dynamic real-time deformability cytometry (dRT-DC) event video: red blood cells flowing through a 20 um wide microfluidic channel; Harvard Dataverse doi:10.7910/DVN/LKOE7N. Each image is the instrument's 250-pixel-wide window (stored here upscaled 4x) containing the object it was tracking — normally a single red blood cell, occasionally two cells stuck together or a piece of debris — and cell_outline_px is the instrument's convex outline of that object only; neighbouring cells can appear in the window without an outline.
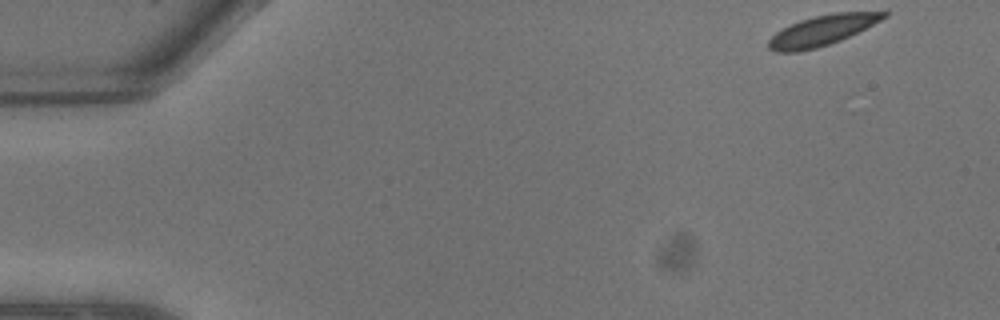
{"species": "common noctule bat (a hibernating species)", "species_latin": "Nyctalus noctula", "temperature_condition": "warm", "stored_images_in_passage": 8, "camera_frame_rate_fps": 3000, "um_per_image_px": 0.085, "animal": {"sex": "male", "body_mass_g": 13.3}, "frame": {"image": 1, "passage_image": 1, "time_ms": 0.0, "image_size_px": [1000, 320], "cell_outline_px": [[888, 16], [840, 40], [816, 48], [800, 52], [776, 52], [768, 48], [768, 40], [776, 32], [800, 20], [816, 16], [836, 12], [888, 12]], "centroid_in_image_um": [69.82, 2.6], "position_along_channel_um": 15.2, "area_um2": 19.83}}
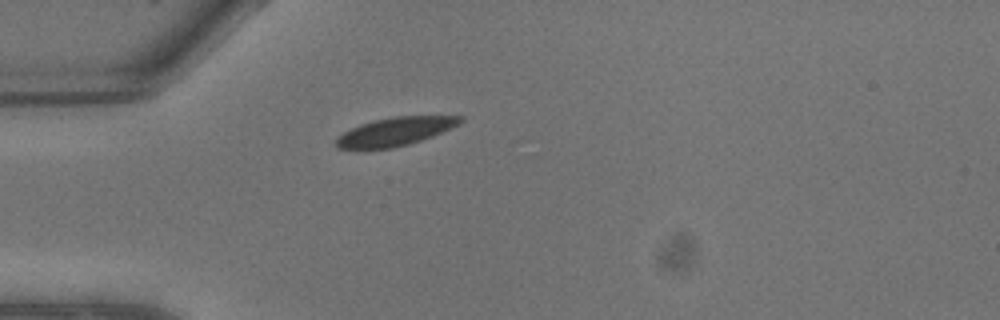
{"frame": {"image": 2, "passage_image": 6, "time_ms": 1.667, "image_size_px": [1000, 320], "cell_outline_px": [[464, 120], [460, 124], [432, 136], [408, 144], [392, 148], [336, 148], [336, 140], [344, 132], [360, 124], [392, 116], [464, 116]], "centroid_in_image_um": [33.64, 11.16], "position_along_channel_um": 51.4, "area_um2": 20.11}}
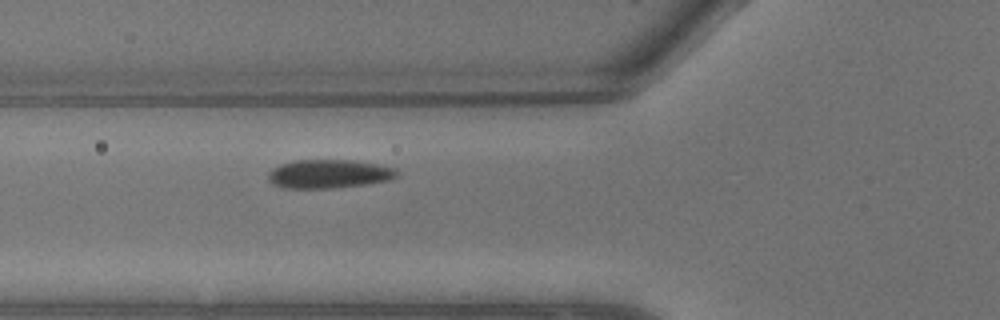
{"frame": {"image": 3, "passage_image": 8, "time_ms": 2.333, "image_size_px": [1000, 320], "cell_outline_px": [[400, 172], [396, 176], [388, 180], [364, 184], [336, 188], [280, 188], [272, 184], [268, 180], [268, 172], [272, 168], [280, 164], [296, 160], [352, 160], [376, 164], [396, 168]], "centroid_in_image_um": [27.91, 14.78], "position_along_channel_um": 97.9, "area_um2": 21.62}}